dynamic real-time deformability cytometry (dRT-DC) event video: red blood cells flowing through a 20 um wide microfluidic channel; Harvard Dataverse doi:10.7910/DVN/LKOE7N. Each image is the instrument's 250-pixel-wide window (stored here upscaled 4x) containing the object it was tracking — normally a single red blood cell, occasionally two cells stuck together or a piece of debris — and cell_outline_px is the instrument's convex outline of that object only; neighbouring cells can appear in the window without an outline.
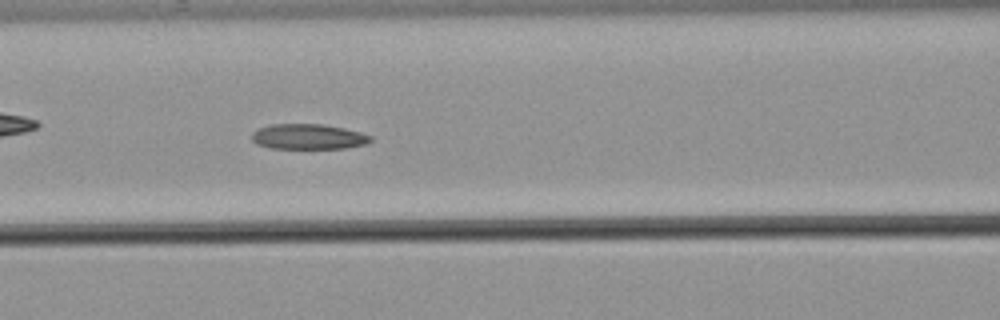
{"species": "common noctule bat (a hibernating species)", "species_latin": "Nyctalus noctula", "temperature_condition": "warm", "stored_images_in_passage": 55, "camera_frame_rate_fps": 3000, "um_per_image_px": 0.085, "animal": {"sex": "male", "body_mass_g": 21.5, "forearm_length_mm": 52.0}, "frame": {"image": 1, "passage_image": 24, "time_ms": 7.667, "image_size_px": [1000, 320], "cell_outline_px": [[372, 140], [368, 144], [348, 148], [268, 148], [256, 144], [252, 140], [252, 132], [260, 128], [272, 124], [324, 124], [344, 128], [360, 132], [372, 136]], "centroid_in_image_um": [26.23, 11.62], "position_along_channel_um": 140.4, "area_um2": 17.63}}